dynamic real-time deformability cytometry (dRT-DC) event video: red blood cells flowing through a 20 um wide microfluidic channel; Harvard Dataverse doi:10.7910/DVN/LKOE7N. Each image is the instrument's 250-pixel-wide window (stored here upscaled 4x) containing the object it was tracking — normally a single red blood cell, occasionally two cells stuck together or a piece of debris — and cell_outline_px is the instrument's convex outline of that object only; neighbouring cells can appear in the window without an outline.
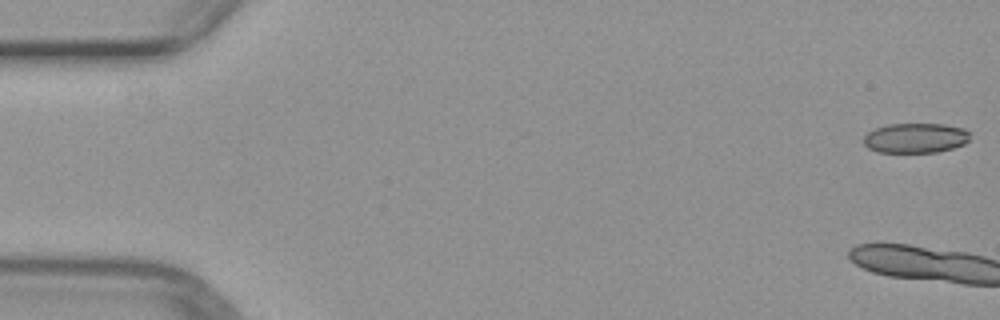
{"species": "common noctule bat (a hibernating species)", "species_latin": "Nyctalus noctula", "temperature_condition": "warm", "stored_images_in_passage": 15, "camera_frame_rate_fps": 3000, "um_per_image_px": 0.085, "animal": {"sex": "female", "body_mass_g": 29.2, "forearm_length_mm": 56.3}, "frame": {"image": 1, "passage_image": 1, "time_ms": 0.0, "image_size_px": [1000, 320], "cell_outline_px": [[972, 132], [968, 140], [964, 144], [952, 148], [936, 152], [880, 152], [868, 148], [864, 144], [864, 136], [868, 132], [876, 128], [888, 124], [944, 124], [964, 128]], "centroid_in_image_um": [77.85, 11.72], "position_along_channel_um": 7.2, "area_um2": 18.55}}